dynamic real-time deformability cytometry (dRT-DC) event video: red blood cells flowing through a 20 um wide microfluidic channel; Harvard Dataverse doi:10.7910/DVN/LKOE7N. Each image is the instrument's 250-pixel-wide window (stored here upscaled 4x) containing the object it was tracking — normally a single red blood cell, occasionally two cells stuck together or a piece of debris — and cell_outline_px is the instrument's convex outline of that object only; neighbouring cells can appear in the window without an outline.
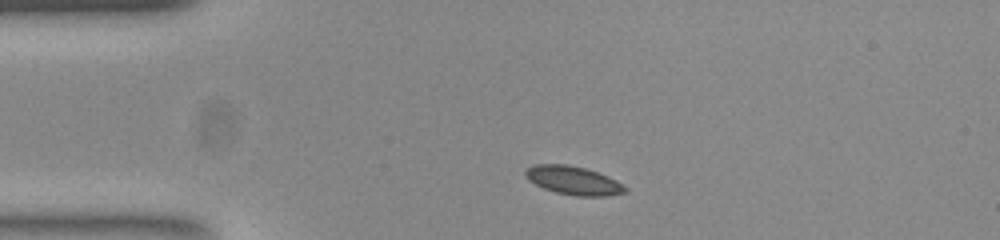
{"species": "common noctule bat (a hibernating species)", "species_latin": "Nyctalus noctula", "temperature_condition": "room temperature", "stored_images_in_passage": 43, "camera_frame_rate_fps": 3000, "um_per_image_px": 0.085, "animal": {"sex": "female", "body_mass_g": 23.0, "forearm_length_mm": 53.4}, "frame": {"image": 1, "passage_image": 1, "time_ms": 0.0, "image_size_px": [1000, 240], "cell_outline_px": [[628, 188], [624, 192], [604, 196], [576, 196], [556, 192], [544, 188], [528, 180], [524, 172], [528, 168], [536, 164], [564, 164], [584, 168], [596, 172]], "centroid_in_image_um": [48.67, 15.34], "position_along_channel_um": 36.3, "area_um2": 16.01}}
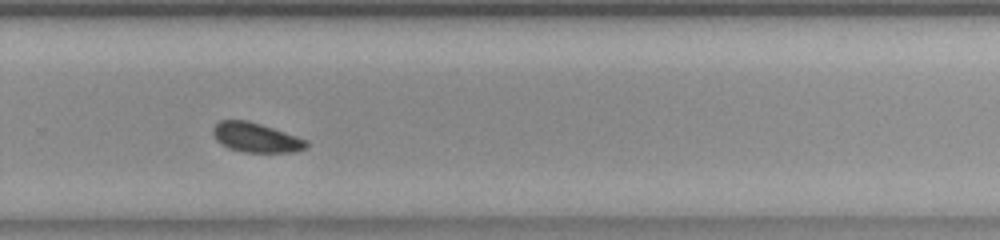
{"frame": {"image": 2, "passage_image": 25, "time_ms": 8.0, "image_size_px": [1000, 240], "cell_outline_px": [[308, 144], [304, 148], [292, 152], [244, 152], [228, 148], [216, 140], [212, 132], [212, 128], [220, 120], [248, 120], [272, 128], [304, 140]], "centroid_in_image_um": [21.67, 11.69], "position_along_channel_um": 308.1, "area_um2": 15.66}}
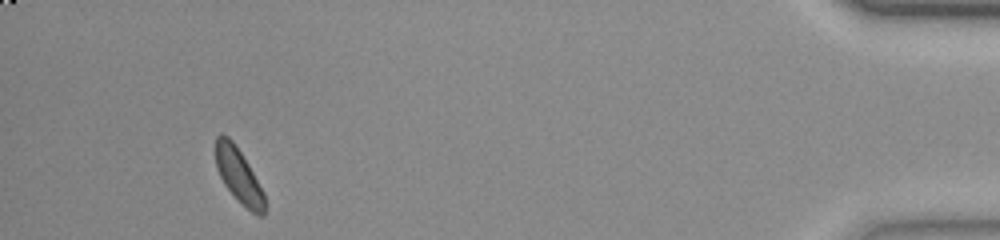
{"frame": {"image": 3, "passage_image": 39, "time_ms": 12.667, "image_size_px": [1000, 240], "cell_outline_px": [[264, 216], [260, 216], [252, 212], [224, 184], [216, 168], [216, 136], [220, 132], [228, 136], [232, 140], [240, 152], [264, 192]], "centroid_in_image_um": [20.26, 14.87], "position_along_channel_um": 414.9, "area_um2": 14.97}}